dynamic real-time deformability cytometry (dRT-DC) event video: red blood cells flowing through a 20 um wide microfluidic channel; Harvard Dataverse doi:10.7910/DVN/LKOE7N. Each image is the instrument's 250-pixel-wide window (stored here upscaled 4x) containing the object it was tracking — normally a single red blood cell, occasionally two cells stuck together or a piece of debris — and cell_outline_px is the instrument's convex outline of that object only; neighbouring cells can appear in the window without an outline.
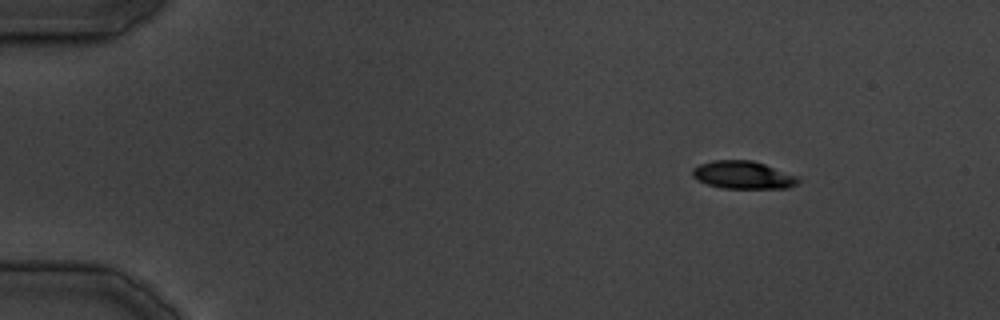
{"species": "common noctule bat (a hibernating species)", "species_latin": "Nyctalus noctula", "temperature_condition": "cold", "stored_images_in_passage": 38, "camera_frame_rate_fps": 3000, "um_per_image_px": 0.085, "animal": {"sex": "male", "body_mass_g": 19.5, "forearm_length_mm": 54.6}, "frame": {"image": 1, "passage_image": 2, "time_ms": 1.0, "image_size_px": [1000, 320], "cell_outline_px": [[800, 180], [796, 184], [788, 188], [724, 188], [708, 184], [696, 180], [692, 176], [692, 168], [700, 164], [712, 160], [752, 160], [800, 176]], "centroid_in_image_um": [63.17, 14.87], "position_along_channel_um": 21.8, "area_um2": 17.22}}
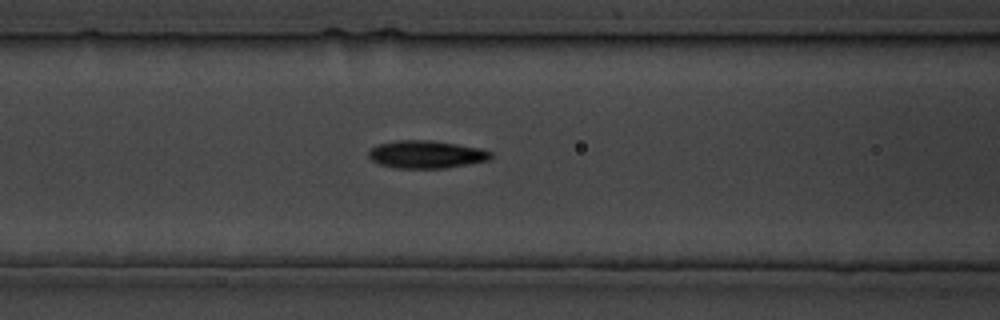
{"frame": {"image": 2, "passage_image": 14, "time_ms": 15.0, "image_size_px": [1000, 320], "cell_outline_px": [[492, 156], [488, 160], [468, 164], [444, 168], [392, 168], [380, 164], [372, 160], [368, 156], [368, 148], [376, 144], [396, 140], [428, 140], [456, 144], [480, 148], [492, 152]], "centroid_in_image_um": [36.17, 13.12], "position_along_channel_um": 130.4, "area_um2": 19.83}}
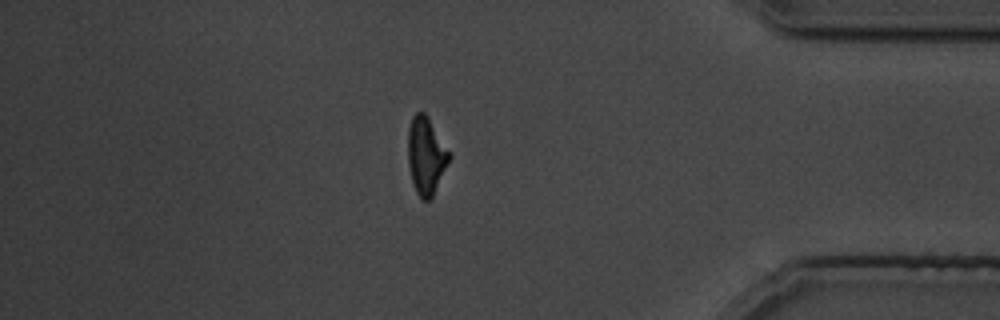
{"frame": {"image": 3, "passage_image": 32, "time_ms": 35.333, "image_size_px": [1000, 320], "cell_outline_px": [[452, 156], [432, 196], [428, 200], [420, 200], [412, 184], [408, 164], [408, 128], [412, 116], [416, 112], [424, 112], [428, 116]], "centroid_in_image_um": [36.2, 13.23], "position_along_channel_um": 399.0, "area_um2": 18.67}}